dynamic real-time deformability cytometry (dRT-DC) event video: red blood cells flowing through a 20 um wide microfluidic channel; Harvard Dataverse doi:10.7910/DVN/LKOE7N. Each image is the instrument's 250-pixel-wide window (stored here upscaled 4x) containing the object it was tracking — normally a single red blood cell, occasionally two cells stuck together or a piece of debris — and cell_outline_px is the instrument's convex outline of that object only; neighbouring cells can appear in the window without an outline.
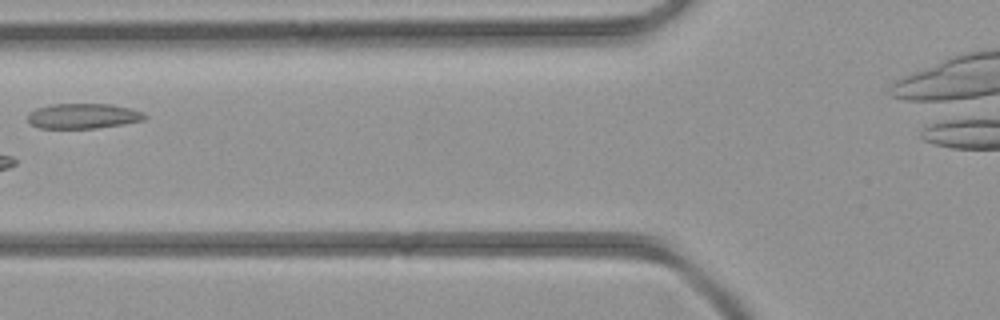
{"species": "common noctule bat (a hibernating species)", "species_latin": "Nyctalus noctula", "temperature_condition": "room temperature", "stored_images_in_passage": 6, "camera_frame_rate_fps": 3000, "um_per_image_px": 0.085, "animal": {"sex": "female", "body_mass_g": 21.9}, "frame": {"image": 1, "passage_image": 6, "time_ms": 5.667, "image_size_px": [1000, 320], "cell_outline_px": [[148, 116], [144, 120], [124, 124], [96, 128], [40, 128], [32, 124], [28, 120], [28, 112], [36, 108], [52, 104], [112, 104], [132, 108], [144, 112]], "centroid_in_image_um": [7.11, 9.85], "position_along_channel_um": 118.7, "area_um2": 17.28}}